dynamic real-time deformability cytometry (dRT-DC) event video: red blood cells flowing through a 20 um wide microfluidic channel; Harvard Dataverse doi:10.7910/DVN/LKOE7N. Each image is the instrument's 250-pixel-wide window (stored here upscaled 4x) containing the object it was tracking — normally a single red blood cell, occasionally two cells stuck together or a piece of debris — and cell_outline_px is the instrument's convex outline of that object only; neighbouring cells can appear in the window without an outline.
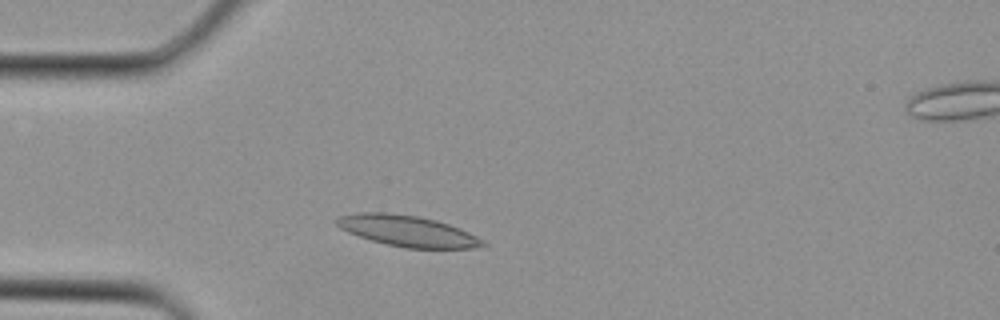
{"species": "Egyptian fruit bat (a non-hibernating species)", "species_latin": "Rousettus aegyptiacus", "temperature_condition": "cold", "stored_images_in_passage": 2, "camera_frame_rate_fps": 3000, "um_per_image_px": 0.085, "animal": {"sex": "female"}, "frame": {"image": 1, "passage_image": 1, "time_ms": 0.0, "image_size_px": [1000, 320], "cell_outline_px": [[488, 244], [472, 248], [408, 248], [388, 244], [372, 240], [348, 232], [340, 228], [336, 224], [336, 216], [360, 212], [384, 212], [416, 216], [436, 220], [460, 228], [484, 240]], "centroid_in_image_um": [34.63, 19.62], "position_along_channel_um": 50.4, "area_um2": 26.13}}